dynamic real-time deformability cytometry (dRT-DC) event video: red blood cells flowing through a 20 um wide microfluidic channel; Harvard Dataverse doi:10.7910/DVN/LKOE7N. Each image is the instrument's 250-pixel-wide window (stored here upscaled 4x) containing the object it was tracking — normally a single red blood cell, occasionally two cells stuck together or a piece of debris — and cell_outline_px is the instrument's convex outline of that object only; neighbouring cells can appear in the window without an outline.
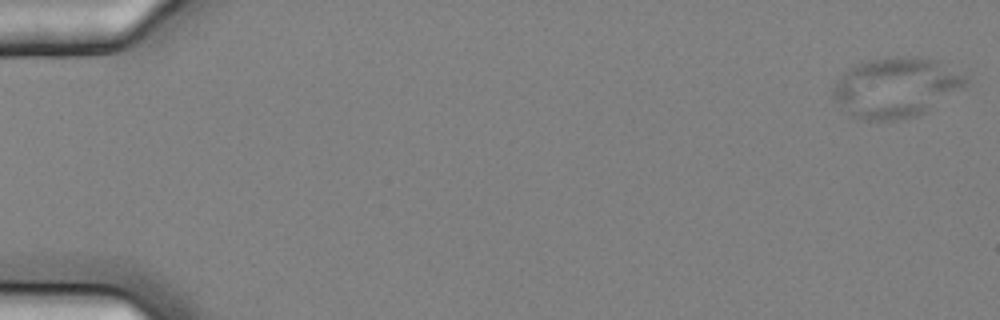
{"species": "common noctule bat (a hibernating species)", "species_latin": "Nyctalus noctula", "temperature_condition": "cold", "stored_images_in_passage": 13, "camera_frame_rate_fps": 3000, "um_per_image_px": 0.085, "animal": {"sex": "female", "body_mass_g": 25.1}, "frame": {"image": 1, "passage_image": 1, "time_ms": 0.0, "image_size_px": [1000, 320], "cell_outline_px": [[968, 84], [924, 112], [916, 116], [892, 120], [864, 120], [848, 116], [832, 100], [832, 88], [840, 76], [848, 68], [860, 60], [888, 56], [924, 56], [940, 60], [964, 76], [968, 80]], "centroid_in_image_um": [76.07, 7.4], "position_along_channel_um": 8.9, "area_um2": 47.11}}